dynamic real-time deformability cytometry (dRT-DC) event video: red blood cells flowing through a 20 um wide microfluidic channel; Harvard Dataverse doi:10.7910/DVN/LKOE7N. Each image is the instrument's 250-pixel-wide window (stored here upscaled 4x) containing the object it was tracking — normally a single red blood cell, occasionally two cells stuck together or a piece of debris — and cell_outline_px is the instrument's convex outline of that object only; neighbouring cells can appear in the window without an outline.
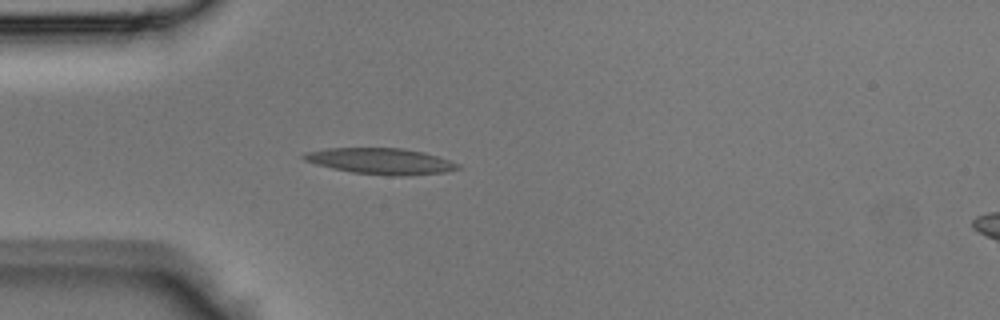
{"species": "Egyptian fruit bat (a non-hibernating species)", "species_latin": "Rousettus aegyptiacus", "temperature_condition": "room temperature", "stored_images_in_passage": 31, "camera_frame_rate_fps": 3000, "um_per_image_px": 0.085, "animal": {"sex": "male"}, "frame": {"image": 1, "passage_image": 1, "time_ms": 0.0, "image_size_px": [1000, 320], "cell_outline_px": [[460, 168], [444, 172], [404, 176], [392, 176], [352, 172], [332, 168], [316, 164], [304, 160], [300, 156], [304, 152], [328, 148], [404, 148], [424, 152], [460, 164]], "centroid_in_image_um": [32.33, 13.69], "position_along_channel_um": 52.7, "area_um2": 23.35}}
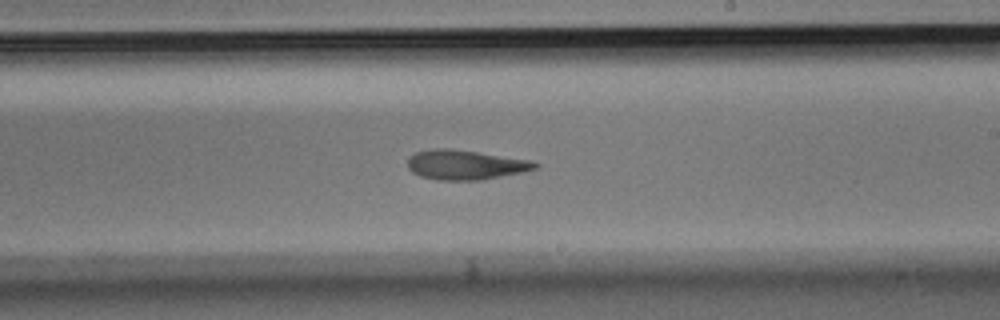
{"frame": {"image": 2, "passage_image": 14, "time_ms": 4.333, "image_size_px": [1000, 320], "cell_outline_px": [[540, 164], [536, 168], [520, 172], [480, 180], [436, 180], [420, 176], [412, 172], [408, 168], [408, 160], [416, 152], [436, 148], [448, 148], [532, 160]], "centroid_in_image_um": [39.54, 14.01], "position_along_channel_um": 249.5, "area_um2": 21.73}}
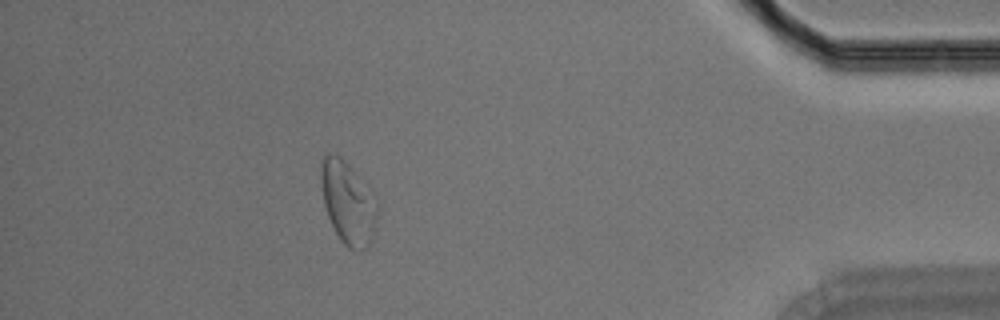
{"frame": {"image": 3, "passage_image": 27, "time_ms": 8.667, "image_size_px": [1000, 320], "cell_outline_px": [[380, 208], [372, 244], [368, 248], [360, 252], [356, 252], [348, 248], [340, 240], [328, 216], [324, 204], [320, 180], [320, 160], [328, 152], [332, 152], [340, 156], [360, 176], [376, 196], [380, 204]], "centroid_in_image_um": [29.63, 17.25], "position_along_channel_um": 405.6, "area_um2": 28.26}}